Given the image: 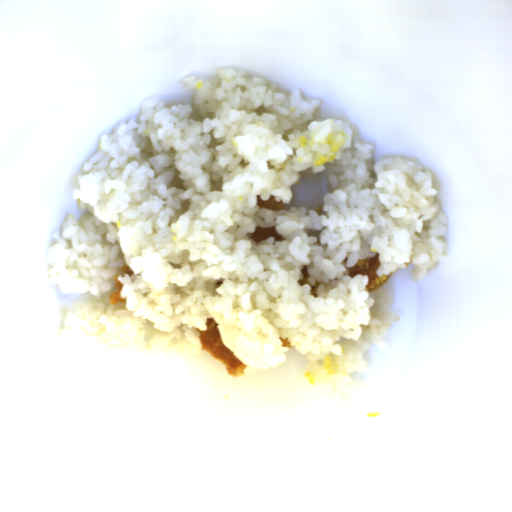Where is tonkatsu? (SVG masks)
<instances>
[{
  "mask_svg": "<svg viewBox=\"0 0 512 512\" xmlns=\"http://www.w3.org/2000/svg\"><path fill=\"white\" fill-rule=\"evenodd\" d=\"M256 199L258 207H264L272 211L285 209L284 203L276 201L273 195H270V199L268 201H264L260 195H256Z\"/></svg>",
  "mask_w": 512,
  "mask_h": 512,
  "instance_id": "tonkatsu-4",
  "label": "tonkatsu"
},
{
  "mask_svg": "<svg viewBox=\"0 0 512 512\" xmlns=\"http://www.w3.org/2000/svg\"><path fill=\"white\" fill-rule=\"evenodd\" d=\"M118 276L119 275H115L114 276V282H115V285H114V288H115V291L110 295L109 297V300H110V305H117V304H124L125 302V298H123L121 296V291H122V283L119 281L118 279Z\"/></svg>",
  "mask_w": 512,
  "mask_h": 512,
  "instance_id": "tonkatsu-5",
  "label": "tonkatsu"
},
{
  "mask_svg": "<svg viewBox=\"0 0 512 512\" xmlns=\"http://www.w3.org/2000/svg\"><path fill=\"white\" fill-rule=\"evenodd\" d=\"M278 338H279V339H280V341H281V346H282V347H285V348H287V349H288V348H292V347H293V346H292V344H291V342H290V340H287V339H284V338H281V337H278Z\"/></svg>",
  "mask_w": 512,
  "mask_h": 512,
  "instance_id": "tonkatsu-7",
  "label": "tonkatsu"
},
{
  "mask_svg": "<svg viewBox=\"0 0 512 512\" xmlns=\"http://www.w3.org/2000/svg\"><path fill=\"white\" fill-rule=\"evenodd\" d=\"M207 329L200 330L199 338L201 340V350L222 362L226 368V373L231 376H241L246 374L247 365L239 359L223 342L218 324L213 318H207Z\"/></svg>",
  "mask_w": 512,
  "mask_h": 512,
  "instance_id": "tonkatsu-1",
  "label": "tonkatsu"
},
{
  "mask_svg": "<svg viewBox=\"0 0 512 512\" xmlns=\"http://www.w3.org/2000/svg\"><path fill=\"white\" fill-rule=\"evenodd\" d=\"M380 265V254H378L366 259L357 260L356 265L348 268V274L349 277L352 278L359 274L367 275L368 285L366 289L370 293L384 284L391 277L390 274H385L382 276L377 274Z\"/></svg>",
  "mask_w": 512,
  "mask_h": 512,
  "instance_id": "tonkatsu-2",
  "label": "tonkatsu"
},
{
  "mask_svg": "<svg viewBox=\"0 0 512 512\" xmlns=\"http://www.w3.org/2000/svg\"><path fill=\"white\" fill-rule=\"evenodd\" d=\"M121 272H123L124 274H129L130 277L135 273L132 267L129 266L128 264H125L121 267Z\"/></svg>",
  "mask_w": 512,
  "mask_h": 512,
  "instance_id": "tonkatsu-6",
  "label": "tonkatsu"
},
{
  "mask_svg": "<svg viewBox=\"0 0 512 512\" xmlns=\"http://www.w3.org/2000/svg\"><path fill=\"white\" fill-rule=\"evenodd\" d=\"M250 238L259 244L267 238H274L275 242L283 240L284 236H280L274 226H257L256 230L251 234Z\"/></svg>",
  "mask_w": 512,
  "mask_h": 512,
  "instance_id": "tonkatsu-3",
  "label": "tonkatsu"
}]
</instances>
